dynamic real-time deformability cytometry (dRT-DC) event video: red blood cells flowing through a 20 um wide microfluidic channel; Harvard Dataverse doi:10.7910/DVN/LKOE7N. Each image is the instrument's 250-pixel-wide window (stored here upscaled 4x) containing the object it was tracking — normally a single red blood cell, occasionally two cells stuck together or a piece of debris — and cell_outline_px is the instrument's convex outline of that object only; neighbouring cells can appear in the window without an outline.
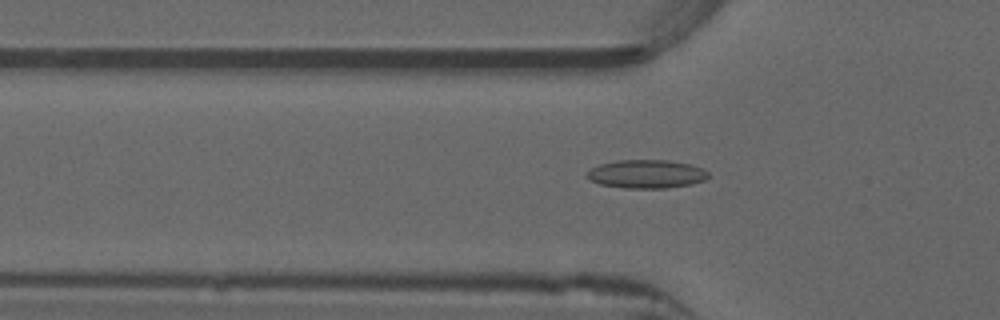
{"species": "common noctule bat (a hibernating species)", "species_latin": "Nyctalus noctula", "temperature_condition": "warm", "stored_images_in_passage": 53, "camera_frame_rate_fps": 3000, "um_per_image_px": 0.085, "animal": {"sex": "male", "forearm_length_mm": 52.5}, "frame": {"image": 1, "passage_image": 17, "time_ms": 5.333, "image_size_px": [1000, 320], "cell_outline_px": [[708, 176], [704, 180], [692, 184], [664, 188], [624, 188], [600, 184], [588, 180], [584, 176], [592, 168], [600, 164], [620, 160], [668, 160], [688, 164], [700, 168], [708, 172]], "centroid_in_image_um": [54.9, 14.8], "position_along_channel_um": 70.9, "area_um2": 20.0}}
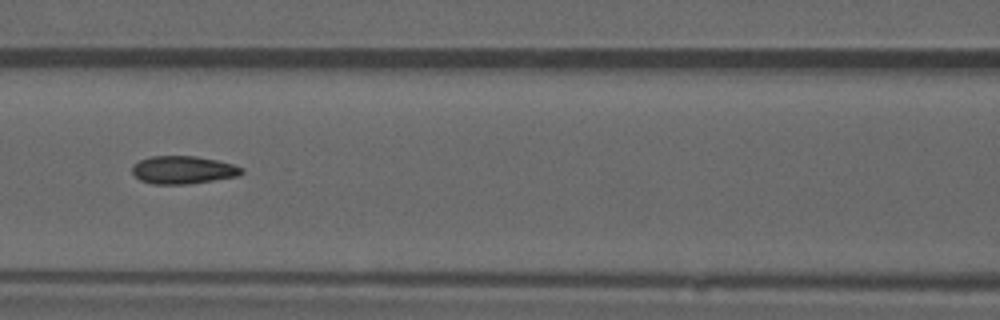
{"frame": {"image": 2, "passage_image": 23, "time_ms": 7.333, "image_size_px": [1000, 320], "cell_outline_px": [[244, 172], [236, 176], [188, 184], [152, 184], [140, 180], [132, 172], [132, 164], [140, 160], [152, 156], [196, 156], [216, 160], [232, 164], [244, 168]], "centroid_in_image_um": [15.54, 14.44], "position_along_channel_um": 151.1, "area_um2": 17.69}}
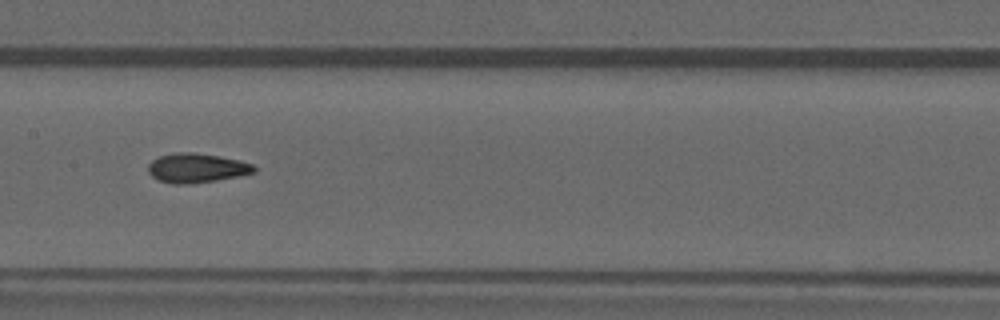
{"frame": {"image": 3, "passage_image": 26, "time_ms": 8.333, "image_size_px": [1000, 320], "cell_outline_px": [[256, 172], [240, 176], [216, 180], [188, 184], [172, 184], [160, 180], [152, 176], [148, 172], [148, 164], [152, 160], [160, 156], [180, 152], [196, 152], [240, 160], [252, 164], [256, 168]], "centroid_in_image_um": [16.73, 14.28], "position_along_channel_um": 190.7, "area_um2": 18.09}}